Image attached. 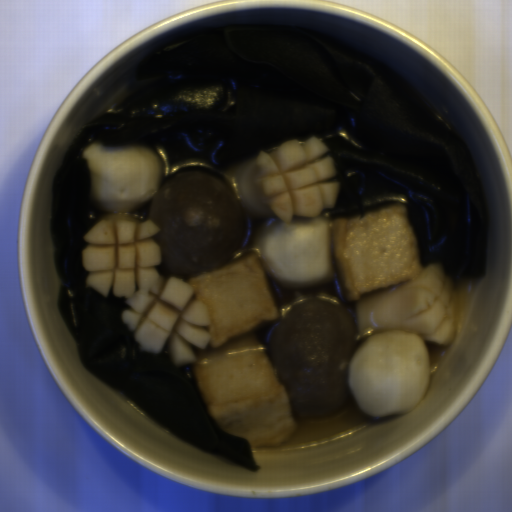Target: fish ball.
I'll use <instances>...</instances> for the list:
<instances>
[{"label": "fish ball", "instance_id": "29854b86", "mask_svg": "<svg viewBox=\"0 0 512 512\" xmlns=\"http://www.w3.org/2000/svg\"><path fill=\"white\" fill-rule=\"evenodd\" d=\"M421 267L403 203L335 220L260 218L248 253L189 278L208 312L211 337L192 366L208 417L252 449L281 445L298 428L255 332L280 318L270 282L299 289L336 281L348 302L413 280Z\"/></svg>", "mask_w": 512, "mask_h": 512}, {"label": "fish ball", "instance_id": "53f4d19a", "mask_svg": "<svg viewBox=\"0 0 512 512\" xmlns=\"http://www.w3.org/2000/svg\"><path fill=\"white\" fill-rule=\"evenodd\" d=\"M432 384L425 341L411 331H378L354 350L347 385L353 402L372 417L409 414Z\"/></svg>", "mask_w": 512, "mask_h": 512}, {"label": "fish ball", "instance_id": "745d8928", "mask_svg": "<svg viewBox=\"0 0 512 512\" xmlns=\"http://www.w3.org/2000/svg\"><path fill=\"white\" fill-rule=\"evenodd\" d=\"M81 156L91 177L87 200L106 216L143 208L164 185V157L142 143L103 147L95 142Z\"/></svg>", "mask_w": 512, "mask_h": 512}]
</instances>
